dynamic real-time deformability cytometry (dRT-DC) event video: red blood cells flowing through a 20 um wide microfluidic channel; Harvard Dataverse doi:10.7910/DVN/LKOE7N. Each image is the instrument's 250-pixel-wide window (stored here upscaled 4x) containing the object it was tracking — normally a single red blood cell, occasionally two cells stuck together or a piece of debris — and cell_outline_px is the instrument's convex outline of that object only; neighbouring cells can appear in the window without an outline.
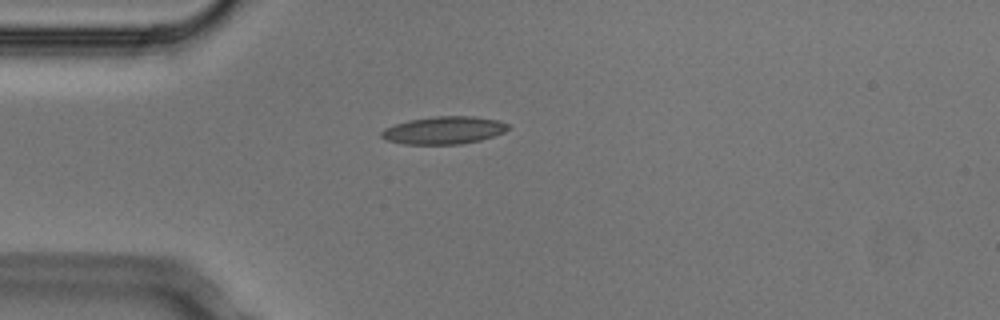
{"species": "Egyptian fruit bat (a non-hibernating species)", "species_latin": "Rousettus aegyptiacus", "temperature_condition": "cold", "stored_images_in_passage": 2, "camera_frame_rate_fps": 3000, "um_per_image_px": 0.085, "animal": {"sex": "male"}, "frame": {"image": 1, "passage_image": 1, "time_ms": 0.0, "image_size_px": [1000, 320], "cell_outline_px": [[508, 128], [504, 132], [480, 140], [460, 144], [404, 144], [384, 140], [380, 136], [380, 132], [384, 128], [408, 120], [436, 116], [476, 116], [500, 120], [508, 124]], "centroid_in_image_um": [37.7, 11.07], "position_along_channel_um": 47.3, "area_um2": 20.46}}